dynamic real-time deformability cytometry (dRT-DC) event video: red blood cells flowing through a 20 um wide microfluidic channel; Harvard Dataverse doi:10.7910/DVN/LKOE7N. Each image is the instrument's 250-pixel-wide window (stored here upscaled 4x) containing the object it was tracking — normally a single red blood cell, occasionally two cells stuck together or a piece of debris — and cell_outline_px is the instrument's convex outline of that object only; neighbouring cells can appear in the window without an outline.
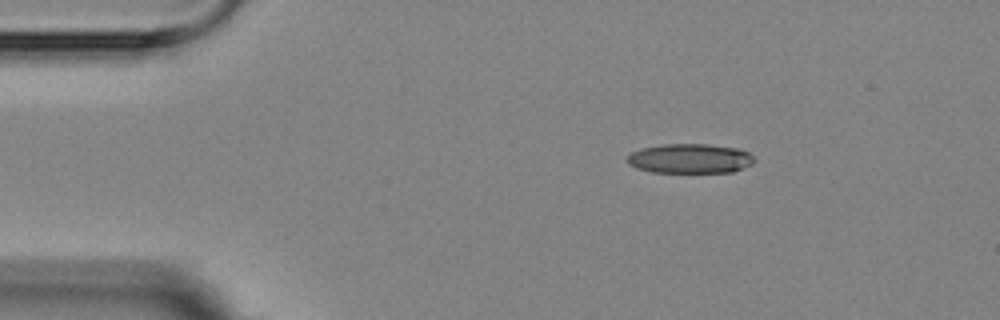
{"species": "Egyptian fruit bat (a non-hibernating species)", "species_latin": "Rousettus aegyptiacus", "temperature_condition": "room temperature", "stored_images_in_passage": 7, "camera_frame_rate_fps": 3000, "um_per_image_px": 0.085, "animal": {"sex": "female"}, "frame": {"image": 1, "passage_image": 1, "time_ms": 0.0, "image_size_px": [1000, 320], "cell_outline_px": [[756, 160], [752, 164], [732, 172], [652, 172], [636, 168], [628, 164], [628, 156], [632, 152], [640, 148], [664, 144], [708, 144], [740, 148], [748, 152]], "centroid_in_image_um": [58.66, 13.47], "position_along_channel_um": 26.3, "area_um2": 21.96}}
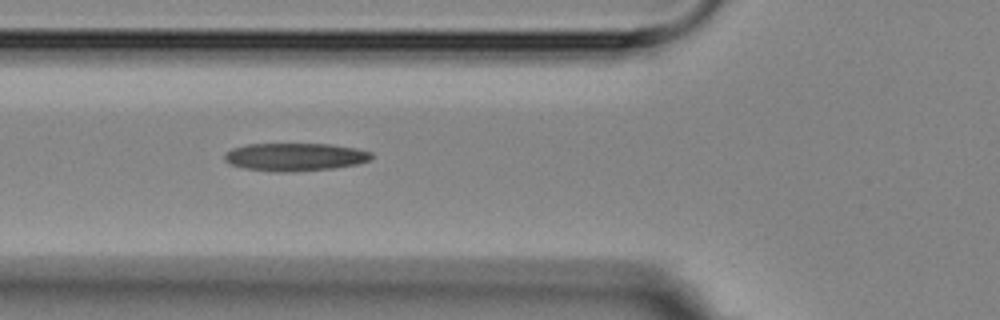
{"frame": {"image": 2, "passage_image": 4, "time_ms": 3.667, "image_size_px": [1000, 320], "cell_outline_px": [[372, 156], [368, 160], [356, 164], [332, 168], [288, 172], [272, 172], [244, 168], [228, 164], [224, 160], [224, 152], [232, 148], [248, 144], [328, 144], [356, 148], [372, 152]], "centroid_in_image_um": [25.0, 13.34], "position_along_channel_um": 100.8, "area_um2": 23.93}}
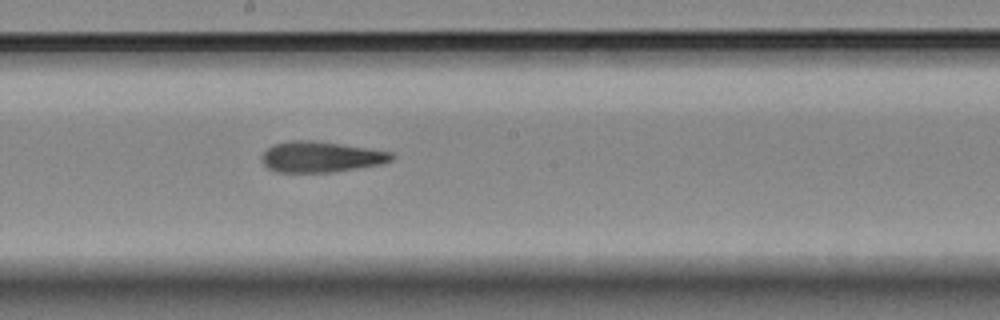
{"frame": {"image": 3, "passage_image": 7, "time_ms": 7.0, "image_size_px": [1000, 320], "cell_outline_px": [[396, 156], [392, 160], [380, 164], [332, 172], [276, 172], [268, 168], [264, 164], [260, 156], [272, 144], [288, 140], [316, 140], [368, 148], [392, 152]], "centroid_in_image_um": [27.25, 13.32], "position_along_channel_um": 220.9, "area_um2": 23.41}}